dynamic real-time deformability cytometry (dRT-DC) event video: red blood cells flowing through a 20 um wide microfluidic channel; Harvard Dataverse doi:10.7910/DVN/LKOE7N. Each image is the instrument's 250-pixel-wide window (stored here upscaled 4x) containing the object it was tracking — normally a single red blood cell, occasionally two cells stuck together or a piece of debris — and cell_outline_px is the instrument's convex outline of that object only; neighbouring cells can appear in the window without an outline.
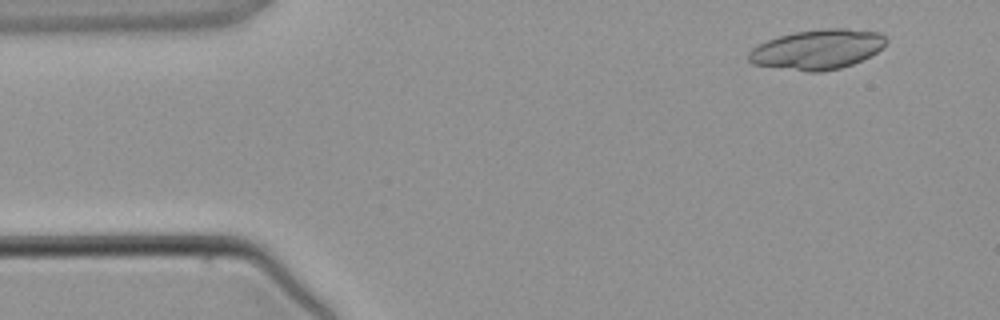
{"species": "common noctule bat (a hibernating species)", "species_latin": "Nyctalus noctula", "temperature_condition": "warm", "stored_images_in_passage": 3, "camera_frame_rate_fps": 3000, "um_per_image_px": 0.085, "animal": {"sex": "male", "body_mass_g": 21.5, "forearm_length_mm": 52.0}, "frame": {"image": 1, "passage_image": 1, "time_ms": 0.0, "image_size_px": [1000, 320], "cell_outline_px": [[888, 40], [884, 48], [852, 64], [840, 68], [820, 72], [808, 72], [752, 64], [748, 60], [748, 52], [752, 48], [768, 40], [780, 36], [796, 32], [824, 28], [844, 28], [880, 32]], "centroid_in_image_um": [69.5, 4.2], "position_along_channel_um": 15.5, "area_um2": 31.85}}